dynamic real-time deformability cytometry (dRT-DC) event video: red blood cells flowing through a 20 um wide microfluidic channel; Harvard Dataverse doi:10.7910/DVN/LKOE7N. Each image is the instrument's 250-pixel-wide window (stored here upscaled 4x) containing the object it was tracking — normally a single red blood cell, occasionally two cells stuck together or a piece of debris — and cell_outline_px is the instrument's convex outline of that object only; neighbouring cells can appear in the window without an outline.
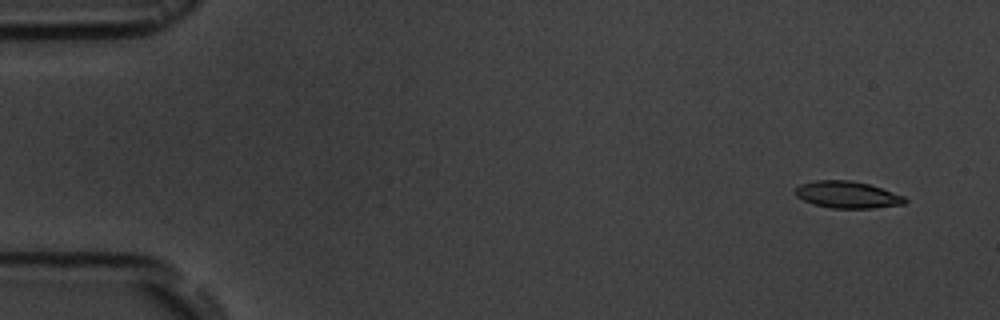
{"species": "common noctule bat (a hibernating species)", "species_latin": "Nyctalus noctula", "temperature_condition": "room temperature", "stored_images_in_passage": 6, "camera_frame_rate_fps": 3000, "um_per_image_px": 0.085, "animal": {"sex": "male", "body_mass_g": 19.5, "forearm_length_mm": 54.6}, "frame": {"image": 1, "passage_image": 1, "time_ms": 0.0, "image_size_px": [1000, 320], "cell_outline_px": [[908, 200], [904, 204], [872, 208], [832, 208], [812, 204], [796, 196], [796, 188], [800, 184], [816, 180], [848, 180], [868, 184], [904, 196]], "centroid_in_image_um": [72.01, 16.55], "position_along_channel_um": 13.0, "area_um2": 16.99}}
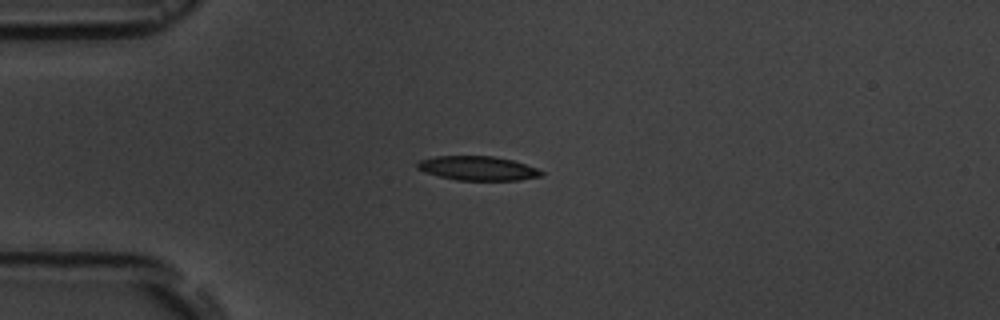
{"frame": {"image": 2, "passage_image": 4, "time_ms": 3.667, "image_size_px": [1000, 320], "cell_outline_px": [[544, 172], [540, 176], [520, 180], [456, 180], [424, 172], [416, 168], [416, 164], [420, 160], [436, 156], [492, 156], [512, 160], [536, 168]], "centroid_in_image_um": [40.58, 14.3], "position_along_channel_um": 44.4, "area_um2": 17.34}}
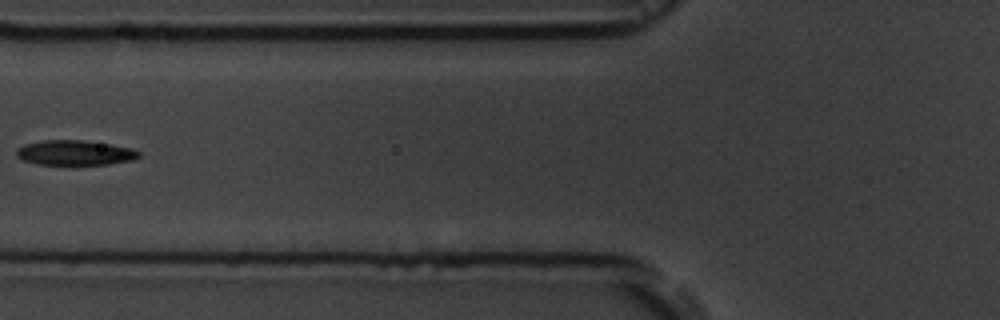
{"frame": {"image": 3, "passage_image": 6, "time_ms": 6.333, "image_size_px": [1000, 320], "cell_outline_px": [[140, 156], [132, 160], [108, 164], [76, 168], [72, 168], [36, 164], [24, 160], [16, 156], [16, 148], [24, 144], [44, 140], [80, 140], [108, 144], [132, 148], [140, 152]], "centroid_in_image_um": [6.33, 13.04], "position_along_channel_um": 119.5, "area_um2": 18.73}}